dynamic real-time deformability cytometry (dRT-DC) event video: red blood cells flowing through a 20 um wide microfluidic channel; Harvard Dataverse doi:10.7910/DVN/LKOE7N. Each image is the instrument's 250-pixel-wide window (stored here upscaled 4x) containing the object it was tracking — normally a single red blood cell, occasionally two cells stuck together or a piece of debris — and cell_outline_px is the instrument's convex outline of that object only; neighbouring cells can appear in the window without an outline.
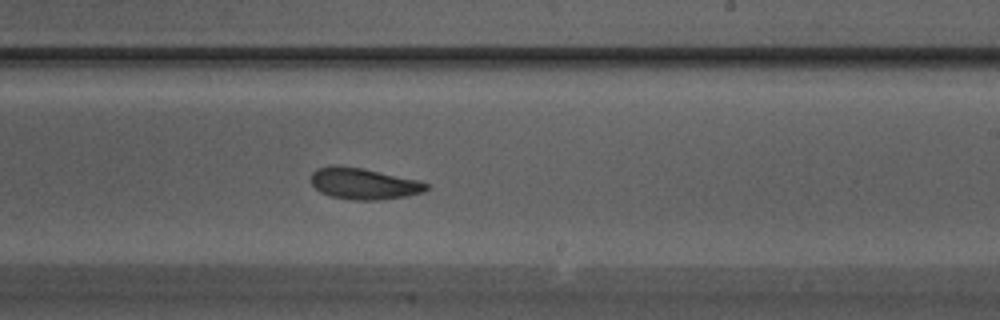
{"species": "Egyptian fruit bat (a non-hibernating species)", "species_latin": "Rousettus aegyptiacus", "temperature_condition": "warm", "stored_images_in_passage": 25, "camera_frame_rate_fps": 3000, "um_per_image_px": 0.085, "animal": {"sex": "male"}, "frame": {"image": 1, "passage_image": 15, "time_ms": 4.667, "image_size_px": [1000, 320], "cell_outline_px": [[428, 188], [424, 192], [408, 196], [380, 200], [352, 200], [332, 196], [320, 192], [312, 184], [312, 172], [316, 168], [336, 164], [364, 168], [420, 180], [428, 184]], "centroid_in_image_um": [30.94, 15.6], "position_along_channel_um": 258.1, "area_um2": 21.33}}
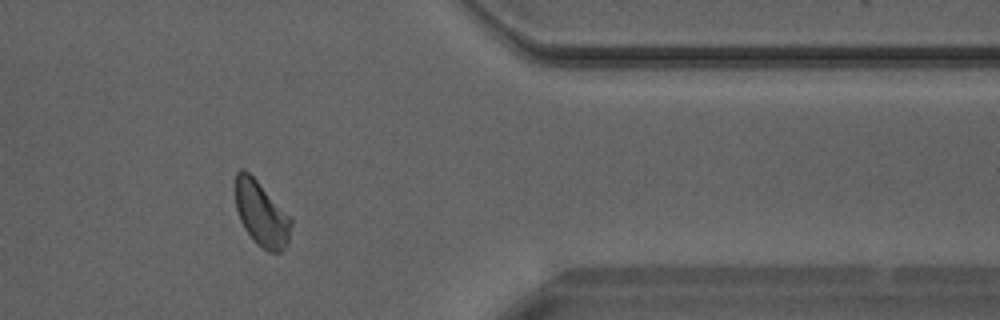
{"frame": {"image": 2, "passage_image": 22, "time_ms": 7.0, "image_size_px": [1000, 320], "cell_outline_px": [[292, 224], [288, 240], [284, 248], [280, 252], [268, 252], [244, 228], [240, 220], [236, 208], [236, 172], [240, 168], [244, 168], [256, 180], [292, 220]], "centroid_in_image_um": [22.2, 18.16], "position_along_channel_um": 389.2, "area_um2": 20.23}}